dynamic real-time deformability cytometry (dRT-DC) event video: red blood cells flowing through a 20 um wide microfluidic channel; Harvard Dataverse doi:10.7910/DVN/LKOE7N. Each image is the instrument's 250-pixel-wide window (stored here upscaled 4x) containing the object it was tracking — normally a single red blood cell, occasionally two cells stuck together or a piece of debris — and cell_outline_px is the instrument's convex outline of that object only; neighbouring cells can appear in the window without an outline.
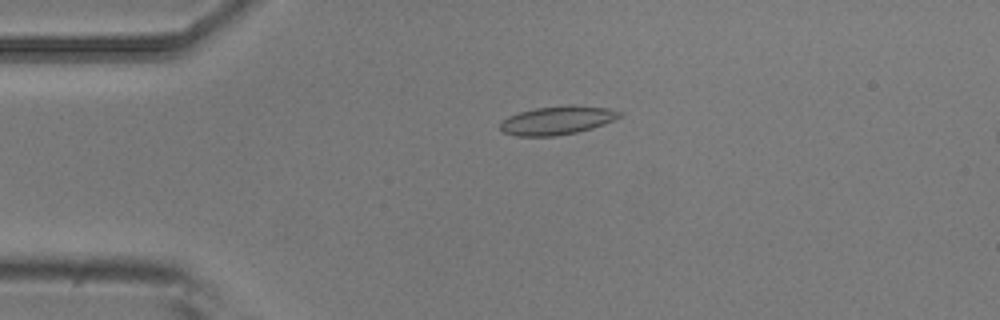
{"species": "common noctule bat (a hibernating species)", "species_latin": "Nyctalus noctula", "temperature_condition": "room temperature", "stored_images_in_passage": 5, "camera_frame_rate_fps": 3000, "um_per_image_px": 0.085, "animal": {"sex": "male", "body_mass_g": 20.5, "forearm_length_mm": 52.5}, "frame": {"image": 1, "passage_image": 3, "time_ms": 0.667, "image_size_px": [1000, 320], "cell_outline_px": [[624, 116], [604, 124], [592, 128], [576, 132], [556, 136], [516, 136], [504, 132], [500, 128], [500, 124], [508, 116], [520, 112], [536, 108], [568, 104], [572, 104], [608, 108], [624, 112]], "centroid_in_image_um": [47.43, 10.21], "position_along_channel_um": 37.6, "area_um2": 20.0}}